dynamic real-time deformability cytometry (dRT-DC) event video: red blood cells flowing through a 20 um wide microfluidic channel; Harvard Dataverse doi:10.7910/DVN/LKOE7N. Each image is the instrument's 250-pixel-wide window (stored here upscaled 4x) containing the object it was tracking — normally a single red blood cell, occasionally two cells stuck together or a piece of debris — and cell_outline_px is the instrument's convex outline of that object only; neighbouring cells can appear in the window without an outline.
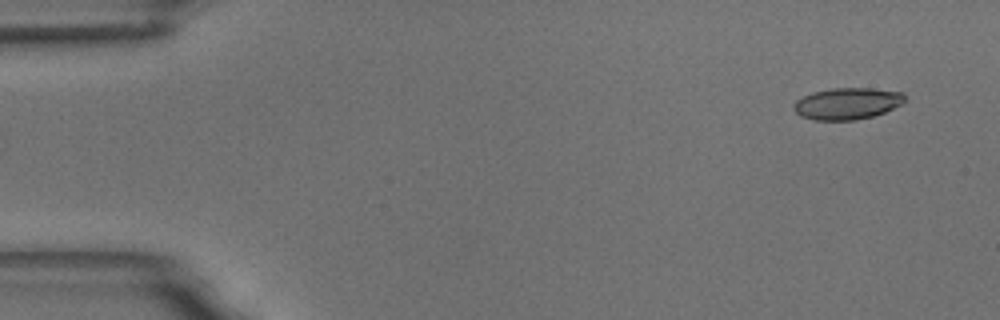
{"species": "common noctule bat (a hibernating species)", "species_latin": "Nyctalus noctula", "temperature_condition": "room temperature", "stored_images_in_passage": 49, "camera_frame_rate_fps": 3000, "um_per_image_px": 0.085, "animal": {"sex": "male", "body_mass_g": 18.8}, "frame": {"image": 1, "passage_image": 1, "time_ms": 0.0, "image_size_px": [1000, 320], "cell_outline_px": [[904, 104], [884, 112], [872, 116], [856, 120], [816, 120], [800, 116], [792, 108], [792, 104], [796, 100], [812, 92], [832, 88], [868, 88], [904, 92]], "centroid_in_image_um": [72.0, 8.8], "position_along_channel_um": 13.0, "area_um2": 20.58}}
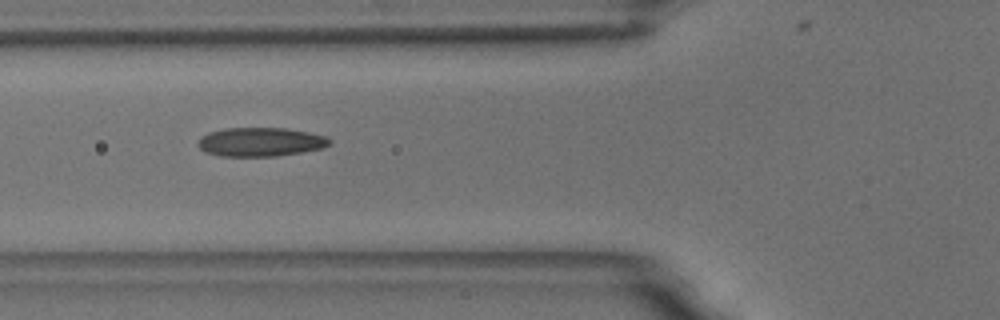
{"frame": {"image": 2, "passage_image": 19, "time_ms": 6.0, "image_size_px": [1000, 320], "cell_outline_px": [[332, 144], [324, 148], [276, 156], [220, 156], [204, 152], [196, 144], [200, 136], [208, 132], [224, 128], [288, 128], [328, 136], [332, 140]], "centroid_in_image_um": [22.15, 12.06], "position_along_channel_um": 103.7, "area_um2": 22.48}}
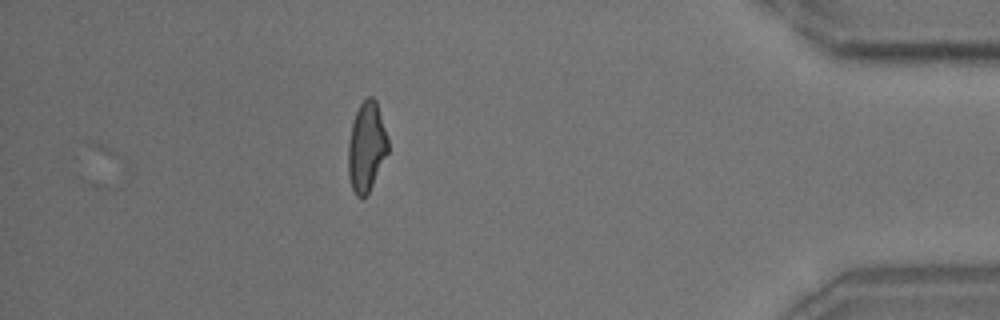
{"frame": {"image": 3, "passage_image": 49, "time_ms": 16.0, "image_size_px": [1000, 320], "cell_outline_px": [[388, 152], [368, 192], [364, 196], [356, 196], [352, 188], [348, 176], [348, 144], [352, 124], [356, 112], [360, 104], [368, 96], [372, 96], [376, 100], [388, 140]], "centroid_in_image_um": [31.14, 12.46], "position_along_channel_um": 404.1, "area_um2": 20.4}, "authors_computed_cell_mechanics": {"area_um2": 21.097, "velocity_mm_per_s": 3.4456, "shape_relaxation_time_tau1_ms": 7.0387, "shape_relaxation_time_tau2_ms": 2.0573, "deformation_change_tau1": 0.1931, "deformation_change_tau2": 0.0968}}